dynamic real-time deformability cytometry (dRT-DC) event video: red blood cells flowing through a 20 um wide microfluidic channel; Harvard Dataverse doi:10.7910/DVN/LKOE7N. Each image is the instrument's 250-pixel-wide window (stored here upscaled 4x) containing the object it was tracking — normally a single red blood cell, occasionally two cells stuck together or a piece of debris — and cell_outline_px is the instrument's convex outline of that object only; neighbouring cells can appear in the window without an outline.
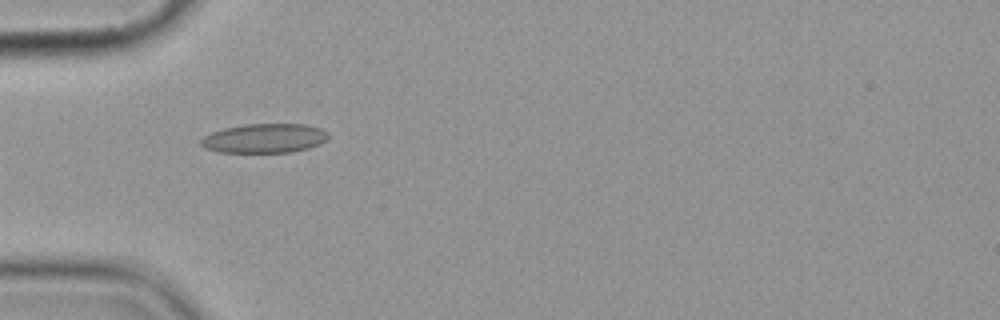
{"species": "common noctule bat (a hibernating species)", "species_latin": "Nyctalus noctula", "temperature_condition": "cold", "stored_images_in_passage": 4, "camera_frame_rate_fps": 3000, "um_per_image_px": 0.085, "animal": {"sex": "female", "body_mass_g": 19.9}, "frame": {"image": 1, "passage_image": 3, "time_ms": 2.333, "image_size_px": [1000, 320], "cell_outline_px": [[328, 140], [320, 144], [308, 148], [292, 152], [216, 152], [204, 148], [200, 144], [200, 140], [204, 136], [212, 132], [224, 128], [244, 124], [308, 124], [320, 128], [328, 132]], "centroid_in_image_um": [22.49, 11.75], "position_along_channel_um": 62.5, "area_um2": 21.91}}
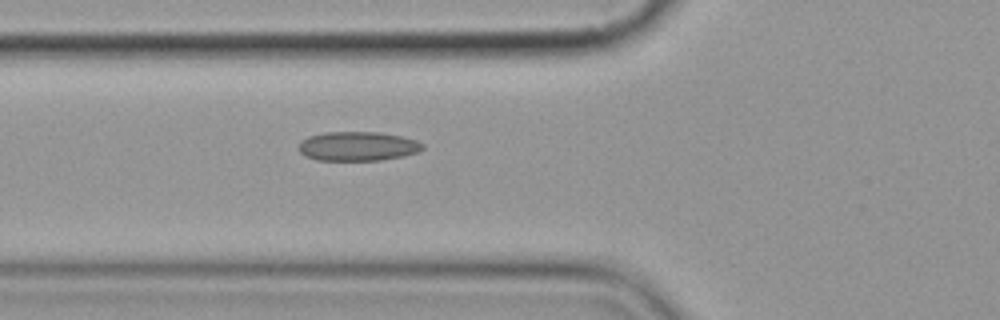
{"frame": {"image": 2, "passage_image": 4, "time_ms": 3.333, "image_size_px": [1000, 320], "cell_outline_px": [[424, 148], [420, 152], [404, 156], [380, 160], [316, 160], [304, 156], [296, 148], [300, 140], [308, 136], [324, 132], [380, 132], [400, 136], [416, 140], [424, 144]], "centroid_in_image_um": [30.38, 12.43], "position_along_channel_um": 95.4, "area_um2": 21.44}}